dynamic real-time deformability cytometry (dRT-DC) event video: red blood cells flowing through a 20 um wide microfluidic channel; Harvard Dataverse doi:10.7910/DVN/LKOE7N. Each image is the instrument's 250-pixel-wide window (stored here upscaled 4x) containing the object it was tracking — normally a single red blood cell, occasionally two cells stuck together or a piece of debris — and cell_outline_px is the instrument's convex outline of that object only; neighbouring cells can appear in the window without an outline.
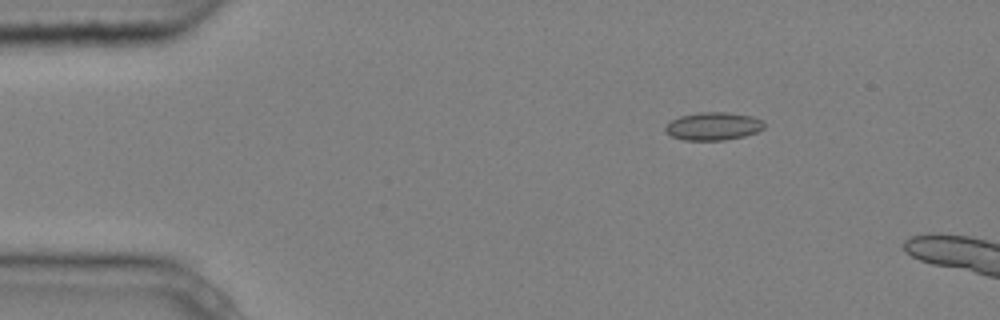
{"species": "common noctule bat (a hibernating species)", "species_latin": "Nyctalus noctula", "temperature_condition": "cold", "stored_images_in_passage": 3, "camera_frame_rate_fps": 3000, "um_per_image_px": 0.085, "animal": {"sex": "male", "body_mass_g": 20.4}, "frame": {"image": 1, "passage_image": 1, "time_ms": 0.0, "image_size_px": [1000, 320], "cell_outline_px": [[764, 128], [756, 132], [744, 136], [724, 140], [684, 140], [672, 136], [664, 128], [672, 120], [680, 116], [700, 112], [728, 112], [752, 116], [764, 120]], "centroid_in_image_um": [60.67, 10.72], "position_along_channel_um": 24.3, "area_um2": 16.01}}